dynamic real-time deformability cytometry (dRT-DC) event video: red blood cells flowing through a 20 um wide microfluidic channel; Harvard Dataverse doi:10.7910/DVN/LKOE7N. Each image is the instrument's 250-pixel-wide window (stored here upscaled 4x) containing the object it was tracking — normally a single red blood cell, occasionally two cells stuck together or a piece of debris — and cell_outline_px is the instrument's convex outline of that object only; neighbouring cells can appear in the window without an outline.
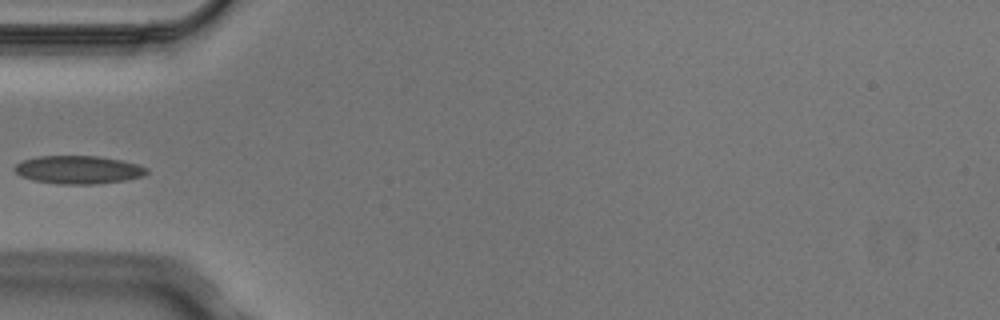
{"species": "Egyptian fruit bat (a non-hibernating species)", "species_latin": "Rousettus aegyptiacus", "temperature_condition": "cold", "stored_images_in_passage": 5, "camera_frame_rate_fps": 3000, "um_per_image_px": 0.085, "animal": {"sex": "male"}, "frame": {"image": 1, "passage_image": 5, "time_ms": 1.333, "image_size_px": [1000, 320], "cell_outline_px": [[148, 172], [144, 176], [124, 180], [96, 184], [60, 184], [36, 180], [20, 176], [12, 168], [16, 164], [24, 160], [36, 156], [100, 156], [120, 160], [136, 164], [148, 168]], "centroid_in_image_um": [6.66, 14.42], "position_along_channel_um": 78.3, "area_um2": 21.56}}